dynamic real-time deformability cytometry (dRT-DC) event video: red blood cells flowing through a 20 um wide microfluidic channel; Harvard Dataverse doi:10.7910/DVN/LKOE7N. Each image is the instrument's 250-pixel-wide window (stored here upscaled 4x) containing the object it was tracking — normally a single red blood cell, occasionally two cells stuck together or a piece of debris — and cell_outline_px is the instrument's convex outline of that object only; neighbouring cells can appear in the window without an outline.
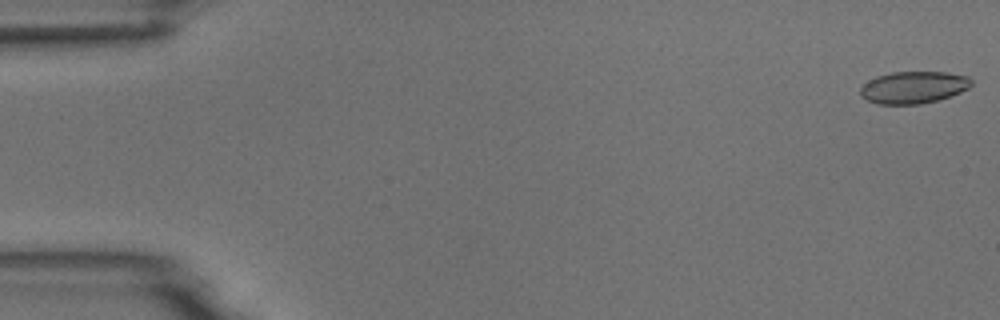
{"species": "common noctule bat (a hibernating species)", "species_latin": "Nyctalus noctula", "temperature_condition": "room temperature", "stored_images_in_passage": 6, "camera_frame_rate_fps": 3000, "um_per_image_px": 0.085, "animal": {"sex": "male", "body_mass_g": 18.8}, "frame": {"image": 1, "passage_image": 1, "time_ms": 0.0, "image_size_px": [1000, 320], "cell_outline_px": [[972, 84], [968, 88], [960, 92], [936, 100], [920, 104], [876, 104], [860, 96], [860, 88], [868, 80], [876, 76], [892, 72], [948, 72], [968, 76], [972, 80]], "centroid_in_image_um": [77.63, 7.42], "position_along_channel_um": 7.4, "area_um2": 20.75}}
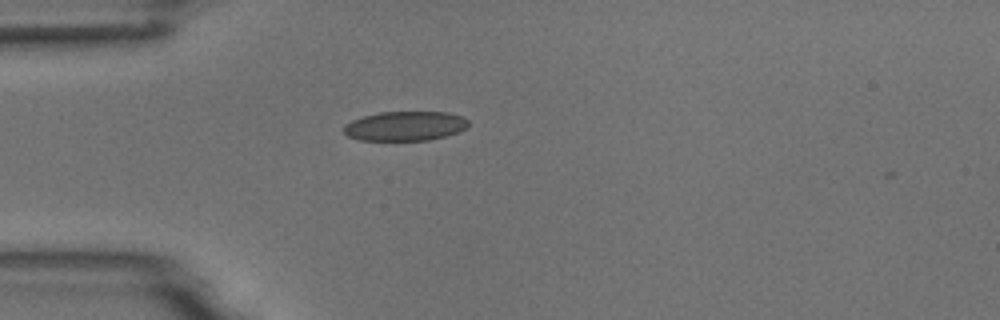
{"frame": {"image": 2, "passage_image": 5, "time_ms": 4.667, "image_size_px": [1000, 320], "cell_outline_px": [[468, 124], [464, 128], [456, 132], [444, 136], [428, 140], [360, 140], [348, 136], [344, 132], [344, 124], [352, 120], [364, 116], [380, 112], [448, 112], [460, 116], [468, 120]], "centroid_in_image_um": [34.4, 10.71], "position_along_channel_um": 50.6, "area_um2": 21.15}}